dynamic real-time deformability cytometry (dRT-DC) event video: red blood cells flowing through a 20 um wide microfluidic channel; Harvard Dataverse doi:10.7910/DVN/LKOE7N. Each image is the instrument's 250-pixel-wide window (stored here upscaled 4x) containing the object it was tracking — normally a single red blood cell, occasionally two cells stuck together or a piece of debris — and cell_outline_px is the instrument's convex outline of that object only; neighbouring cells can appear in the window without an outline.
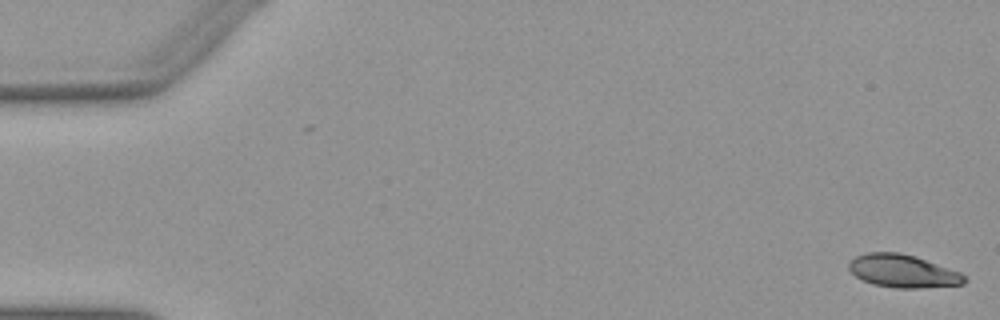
{"species": "Egyptian fruit bat (a non-hibernating species)", "species_latin": "Rousettus aegyptiacus", "temperature_condition": "warm", "stored_images_in_passage": 2, "camera_frame_rate_fps": 3000, "um_per_image_px": 0.085, "animal": {"sex": "female"}, "frame": {"image": 1, "passage_image": 2, "time_ms": 0.333, "image_size_px": [1000, 320], "cell_outline_px": [[968, 280], [964, 284], [920, 288], [896, 288], [872, 284], [856, 276], [848, 268], [848, 260], [856, 256], [868, 252], [900, 252], [916, 256], [960, 272], [968, 276]], "centroid_in_image_um": [76.76, 23.04], "position_along_channel_um": 8.2, "area_um2": 22.37}}